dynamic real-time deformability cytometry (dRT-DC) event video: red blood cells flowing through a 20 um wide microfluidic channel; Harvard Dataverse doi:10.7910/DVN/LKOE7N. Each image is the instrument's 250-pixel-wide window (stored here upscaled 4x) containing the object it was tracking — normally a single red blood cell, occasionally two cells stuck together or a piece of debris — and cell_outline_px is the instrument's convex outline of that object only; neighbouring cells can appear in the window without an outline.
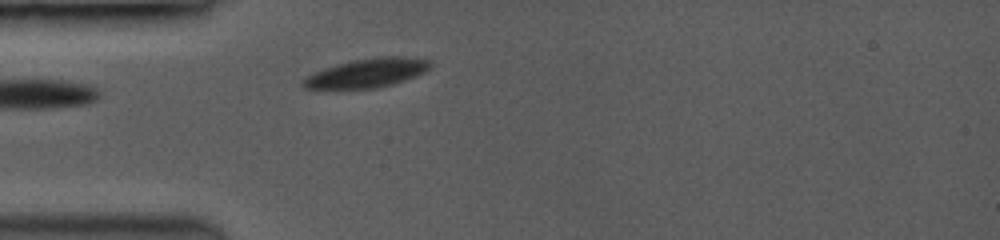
{"species": "common noctule bat (a hibernating species)", "species_latin": "Nyctalus noctula", "temperature_condition": "room temperature", "stored_images_in_passage": 29, "camera_frame_rate_fps": 3500, "um_per_image_px": 0.085, "animal": {"sex": "female", "body_mass_g": 19.0, "forearm_length_mm": 53.3}, "frame": {"image": 1, "passage_image": 1, "time_ms": 0.0, "image_size_px": [1000, 240], "cell_outline_px": [[428, 68], [412, 76], [388, 84], [372, 88], [308, 88], [304, 84], [304, 80], [308, 76], [324, 68], [336, 64], [356, 60], [380, 56], [396, 56], [428, 60]], "centroid_in_image_um": [31.14, 6.18], "position_along_channel_um": 53.9, "area_um2": 20.11}}
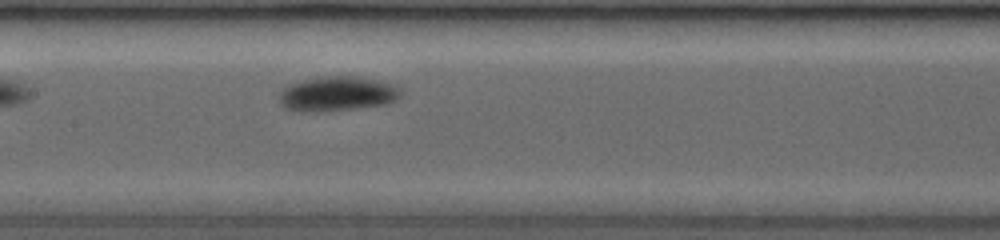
{"frame": {"image": 2, "passage_image": 10, "time_ms": 3.429, "image_size_px": [1000, 240], "cell_outline_px": [[400, 92], [392, 100], [384, 104], [344, 108], [288, 108], [280, 100], [280, 96], [284, 88], [292, 84], [304, 80], [324, 76], [352, 76], [372, 80], [388, 84], [400, 88]], "centroid_in_image_um": [28.69, 7.9], "position_along_channel_um": 178.7, "area_um2": 22.2}}
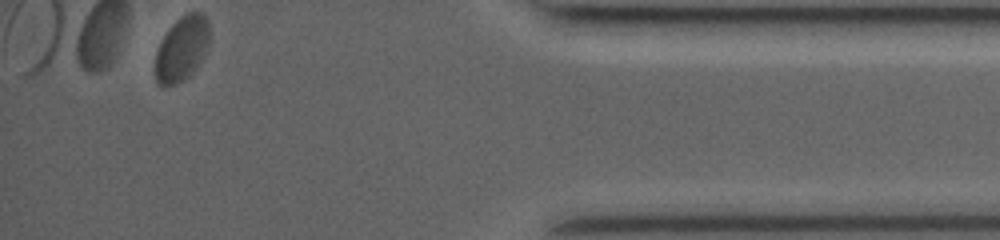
{"frame": {"image": 3, "passage_image": 29, "time_ms": 10.571, "image_size_px": [1000, 240], "cell_outline_px": [[208, 44], [200, 60], [188, 76], [184, 80], [176, 84], [164, 88], [156, 80], [156, 52], [160, 40], [168, 28], [180, 16], [188, 12], [204, 12], [208, 20]], "centroid_in_image_um": [15.43, 4.11], "position_along_channel_um": 419.8, "area_um2": 20.35}, "authors_computed_cell_mechanics": {"area_um2": 20.9236, "velocity_mm_per_s": 3.847, "shape_relaxation_time_tau1_ms": 3.1885, "shape_relaxation_time_tau2_ms": null, "deformation_change_tau1": 0.0751, "deformation_change_tau2": null}}